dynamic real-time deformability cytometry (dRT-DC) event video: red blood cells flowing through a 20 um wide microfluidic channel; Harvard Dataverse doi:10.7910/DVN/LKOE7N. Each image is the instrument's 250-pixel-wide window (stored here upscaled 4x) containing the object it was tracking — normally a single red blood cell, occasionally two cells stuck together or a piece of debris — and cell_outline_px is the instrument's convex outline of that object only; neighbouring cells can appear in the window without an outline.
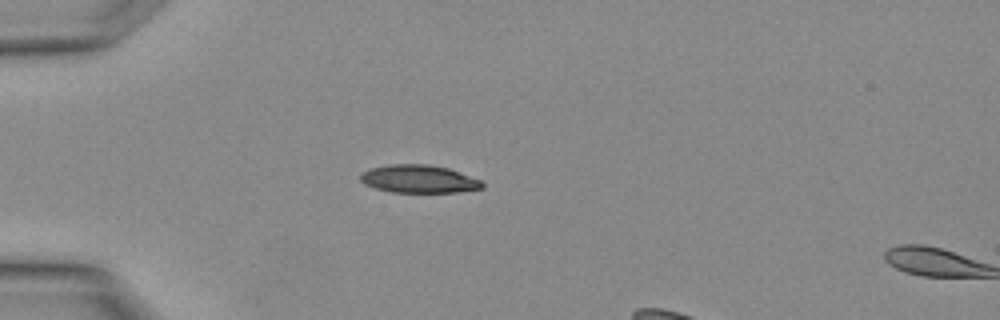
{"species": "Egyptian fruit bat (a non-hibernating species)", "species_latin": "Rousettus aegyptiacus", "temperature_condition": "warm", "stored_images_in_passage": 2, "camera_frame_rate_fps": 3000, "um_per_image_px": 0.085, "animal": {"sex": "female"}, "frame": {"image": 1, "passage_image": 1, "time_ms": 0.0, "image_size_px": [1000, 320], "cell_outline_px": [[484, 188], [456, 192], [392, 192], [376, 188], [364, 184], [360, 180], [360, 176], [364, 172], [372, 168], [392, 164], [428, 164], [448, 168], [480, 180], [484, 184]], "centroid_in_image_um": [35.61, 15.21], "position_along_channel_um": 49.4, "area_um2": 19.59}}